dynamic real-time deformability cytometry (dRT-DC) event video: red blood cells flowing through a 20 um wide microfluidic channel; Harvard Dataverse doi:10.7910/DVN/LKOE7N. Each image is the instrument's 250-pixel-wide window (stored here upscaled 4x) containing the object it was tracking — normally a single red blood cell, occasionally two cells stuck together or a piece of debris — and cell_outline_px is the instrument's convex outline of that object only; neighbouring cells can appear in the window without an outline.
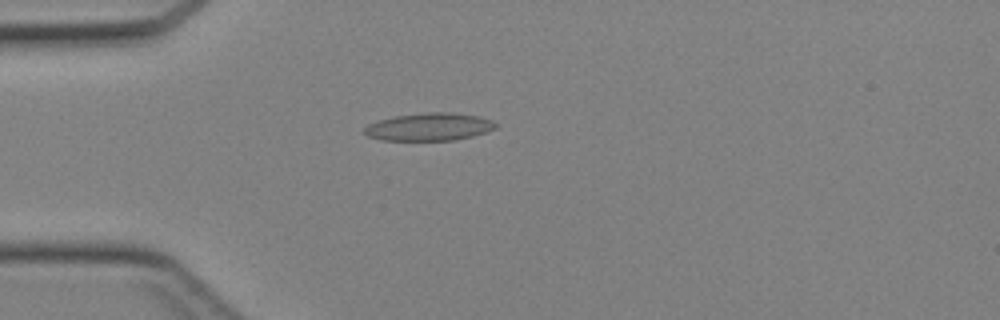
{"species": "Egyptian fruit bat (a non-hibernating species)", "species_latin": "Rousettus aegyptiacus", "temperature_condition": "cold", "stored_images_in_passage": 34, "camera_frame_rate_fps": 3000, "um_per_image_px": 0.085, "animal": {"sex": "female"}, "frame": {"image": 1, "passage_image": 2, "time_ms": 0.333, "image_size_px": [1000, 320], "cell_outline_px": [[496, 128], [488, 132], [456, 140], [380, 140], [368, 136], [364, 132], [364, 128], [368, 124], [392, 116], [424, 112], [452, 112], [480, 116], [492, 120], [496, 124]], "centroid_in_image_um": [36.5, 10.77], "position_along_channel_um": 48.5, "area_um2": 21.39}}
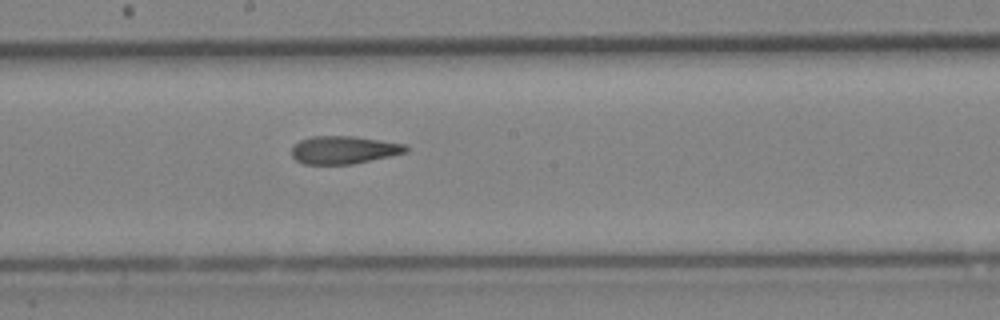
{"frame": {"image": 2, "passage_image": 14, "time_ms": 4.333, "image_size_px": [1000, 320], "cell_outline_px": [[408, 152], [352, 164], [304, 164], [296, 160], [292, 156], [292, 148], [300, 140], [312, 136], [352, 136], [380, 140], [404, 144], [408, 148]], "centroid_in_image_um": [29.21, 12.74], "position_along_channel_um": 219.0, "area_um2": 18.38}}
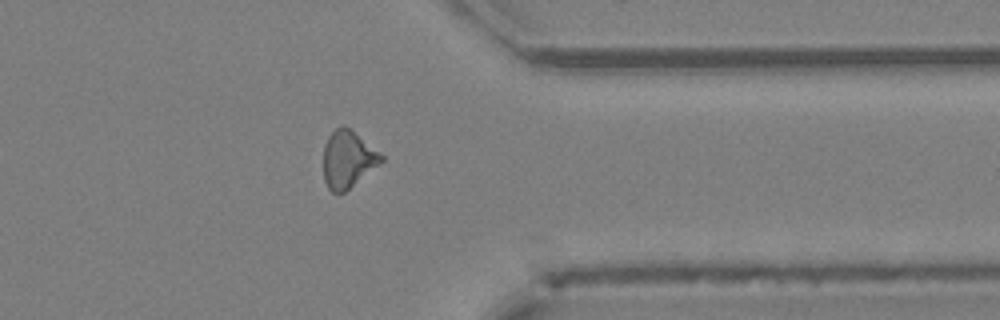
{"frame": {"image": 3, "passage_image": 25, "time_ms": 8.0, "image_size_px": [1000, 320], "cell_outline_px": [[384, 160], [344, 192], [332, 192], [328, 188], [324, 180], [324, 144], [328, 136], [336, 128], [344, 124], [380, 152], [384, 156]], "centroid_in_image_um": [29.56, 13.52], "position_along_channel_um": 381.8, "area_um2": 19.02}}